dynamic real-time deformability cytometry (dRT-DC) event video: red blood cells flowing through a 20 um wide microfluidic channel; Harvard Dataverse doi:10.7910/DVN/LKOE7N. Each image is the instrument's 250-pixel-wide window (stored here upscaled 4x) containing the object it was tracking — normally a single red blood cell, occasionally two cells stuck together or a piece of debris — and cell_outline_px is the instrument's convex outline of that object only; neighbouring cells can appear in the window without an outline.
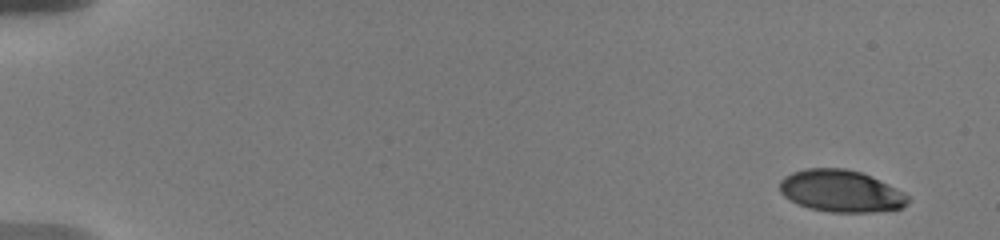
{"species": "human", "species_latin": "Homo sapiens", "temperature_condition": "warm", "stored_images_in_passage": 12, "camera_frame_rate_fps": 3000, "um_per_image_px": 0.085, "donor": {"sex": "male"}, "frame": {"image": 1, "passage_image": 1, "time_ms": 0.0, "image_size_px": [1000, 240], "cell_outline_px": [[908, 204], [900, 208], [872, 212], [832, 212], [808, 208], [796, 204], [784, 196], [780, 192], [780, 180], [784, 176], [792, 172], [804, 168], [844, 168], [860, 172], [888, 184], [904, 192], [908, 196]], "centroid_in_image_um": [71.44, 16.24], "position_along_channel_um": 13.6, "area_um2": 31.39}}
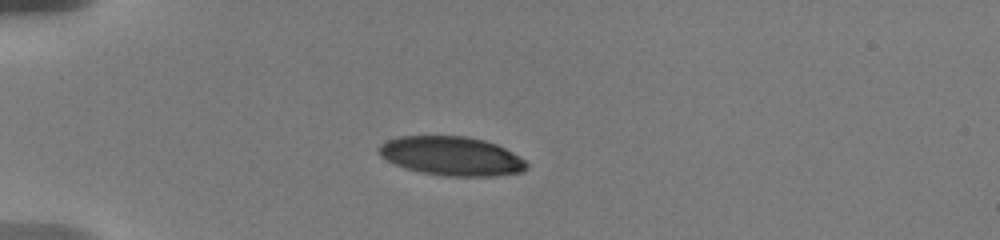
{"frame": {"image": 2, "passage_image": 9, "time_ms": 4.333, "image_size_px": [1000, 240], "cell_outline_px": [[528, 168], [520, 172], [492, 176], [444, 176], [420, 172], [404, 168], [380, 156], [380, 144], [388, 140], [400, 136], [468, 136], [484, 140], [496, 144], [512, 152], [524, 160], [528, 164]], "centroid_in_image_um": [38.39, 13.26], "position_along_channel_um": 46.6, "area_um2": 33.41}}
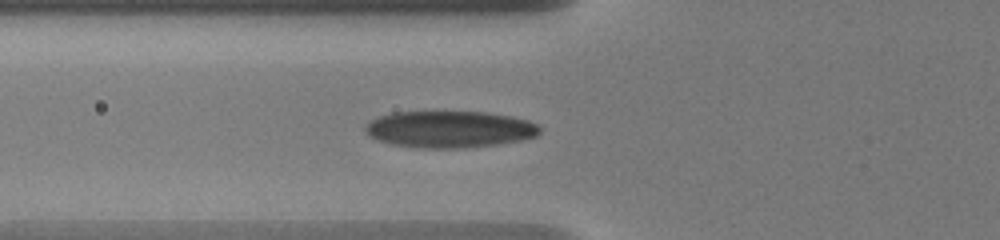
{"frame": {"image": 3, "passage_image": 12, "time_ms": 6.333, "image_size_px": [1000, 240], "cell_outline_px": [[540, 132], [536, 136], [520, 140], [496, 144], [460, 148], [424, 148], [392, 144], [376, 140], [368, 136], [364, 132], [364, 124], [368, 120], [392, 112], [488, 112], [512, 116], [528, 120], [536, 124], [540, 128]], "centroid_in_image_um": [38.15, 10.98], "position_along_channel_um": 87.6, "area_um2": 37.51}}